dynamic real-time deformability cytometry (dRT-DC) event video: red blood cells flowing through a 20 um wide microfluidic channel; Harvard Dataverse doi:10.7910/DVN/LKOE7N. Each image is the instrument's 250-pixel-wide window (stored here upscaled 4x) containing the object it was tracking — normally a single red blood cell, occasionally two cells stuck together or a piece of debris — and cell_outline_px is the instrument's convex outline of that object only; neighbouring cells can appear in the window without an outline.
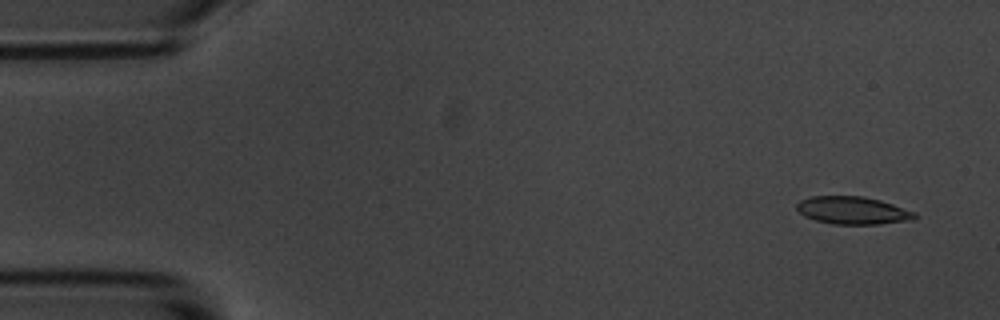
{"species": "common noctule bat (a hibernating species)", "species_latin": "Nyctalus noctula", "temperature_condition": "room temperature", "stored_images_in_passage": 5, "camera_frame_rate_fps": 3000, "um_per_image_px": 0.085, "animal": {"sex": "male", "body_mass_g": 20.1, "forearm_length_mm": 53.5}, "frame": {"image": 1, "passage_image": 1, "time_ms": 0.0, "image_size_px": [1000, 320], "cell_outline_px": [[916, 216], [912, 220], [880, 224], [832, 224], [816, 220], [804, 216], [796, 208], [796, 204], [800, 200], [812, 196], [864, 196], [880, 200], [916, 212]], "centroid_in_image_um": [72.48, 17.88], "position_along_channel_um": 12.5, "area_um2": 19.02}}
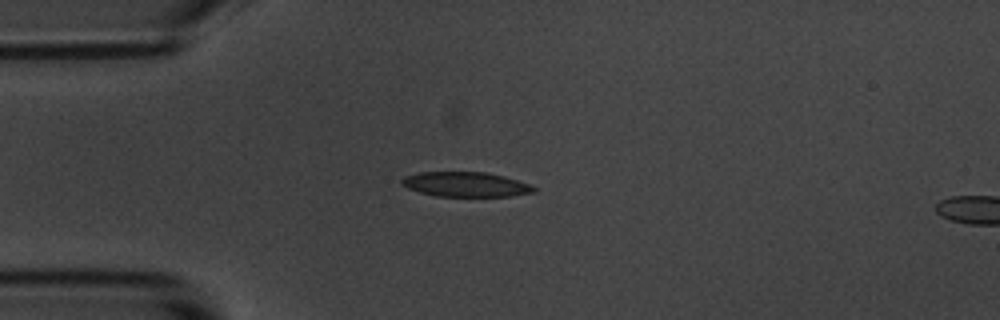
{"frame": {"image": 2, "passage_image": 4, "time_ms": 3.667, "image_size_px": [1000, 320], "cell_outline_px": [[536, 192], [512, 196], [436, 196], [420, 192], [408, 188], [400, 184], [400, 180], [404, 176], [420, 172], [484, 172], [504, 176], [528, 184], [536, 188]], "centroid_in_image_um": [39.56, 15.67], "position_along_channel_um": 45.4, "area_um2": 19.02}}